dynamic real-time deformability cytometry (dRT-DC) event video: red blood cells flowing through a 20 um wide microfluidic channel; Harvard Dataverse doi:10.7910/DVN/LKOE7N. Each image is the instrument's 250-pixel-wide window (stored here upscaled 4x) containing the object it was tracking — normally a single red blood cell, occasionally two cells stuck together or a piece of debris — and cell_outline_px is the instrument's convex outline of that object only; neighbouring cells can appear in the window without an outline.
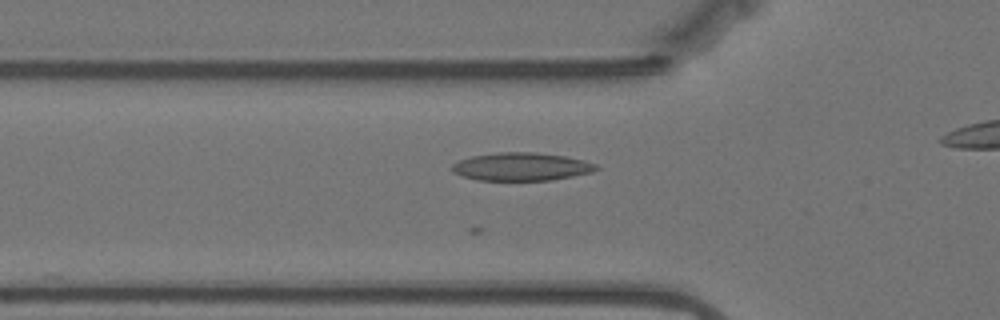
{"species": "Egyptian fruit bat (a non-hibernating species)", "species_latin": "Rousettus aegyptiacus", "temperature_condition": "warm", "stored_images_in_passage": 25, "camera_frame_rate_fps": 3000, "um_per_image_px": 0.085, "animal": {"sex": "female"}, "frame": {"image": 1, "passage_image": 10, "time_ms": 3.0, "image_size_px": [1000, 320], "cell_outline_px": [[600, 168], [592, 172], [552, 180], [480, 180], [464, 176], [452, 172], [452, 164], [460, 160], [472, 156], [500, 152], [536, 152], [564, 156], [584, 160], [596, 164]], "centroid_in_image_um": [44.34, 14.16], "position_along_channel_um": 81.5, "area_um2": 23.41}}
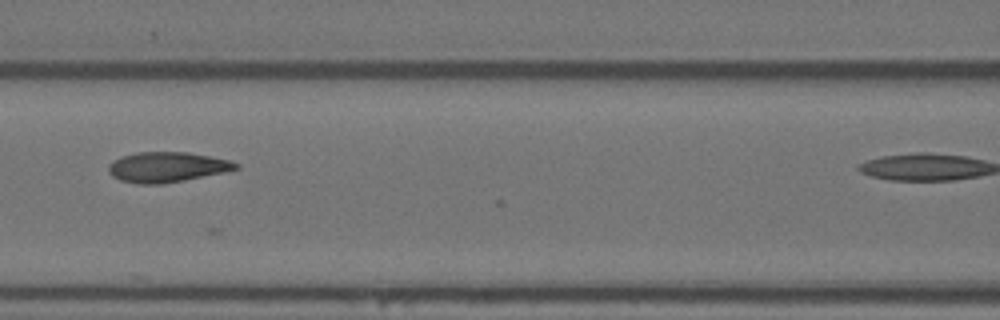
{"frame": {"image": 2, "passage_image": 16, "time_ms": 5.0, "image_size_px": [1000, 320], "cell_outline_px": [[240, 168], [224, 172], [184, 180], [160, 184], [140, 184], [120, 180], [112, 176], [108, 172], [108, 164], [112, 160], [120, 156], [136, 152], [188, 152], [228, 160], [240, 164]], "centroid_in_image_um": [14.15, 14.19], "position_along_channel_um": 152.5, "area_um2": 22.43}}
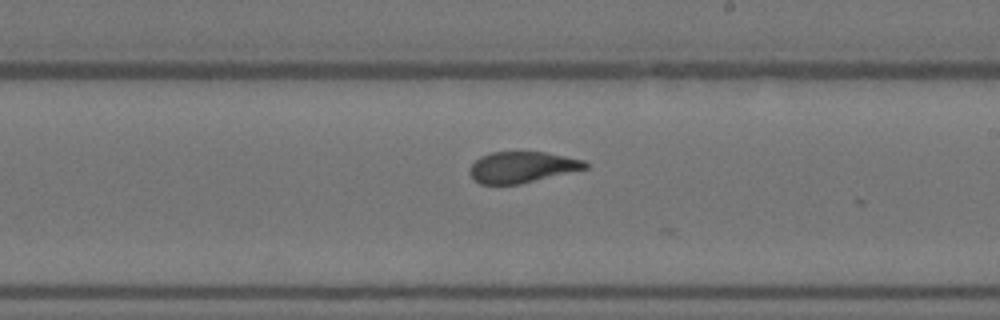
{"frame": {"image": 3, "passage_image": 24, "time_ms": 7.667, "image_size_px": [1000, 320], "cell_outline_px": [[588, 168], [520, 184], [480, 184], [468, 172], [472, 164], [480, 156], [492, 152], [544, 152], [584, 160], [588, 164]], "centroid_in_image_um": [44.37, 14.21], "position_along_channel_um": 244.6, "area_um2": 20.75}}